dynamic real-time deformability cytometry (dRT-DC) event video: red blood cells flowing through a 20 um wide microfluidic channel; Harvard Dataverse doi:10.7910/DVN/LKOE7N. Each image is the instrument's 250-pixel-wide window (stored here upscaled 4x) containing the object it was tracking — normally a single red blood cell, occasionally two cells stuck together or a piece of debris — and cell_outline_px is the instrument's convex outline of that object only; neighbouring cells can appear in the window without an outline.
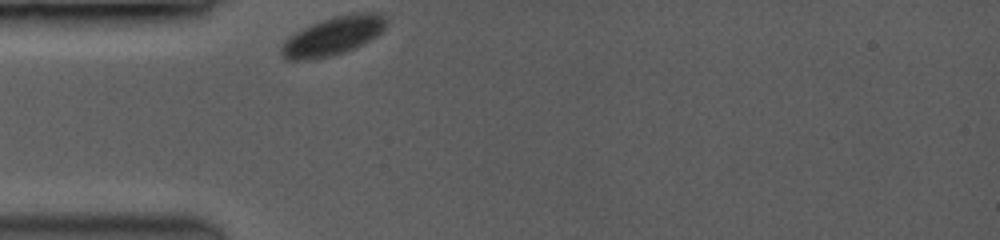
{"species": "common noctule bat (a hibernating species)", "species_latin": "Nyctalus noctula", "temperature_condition": "room temperature", "stored_images_in_passage": 1, "camera_frame_rate_fps": 3500, "um_per_image_px": 0.085, "animal": {"sex": "female", "body_mass_g": 19.0, "forearm_length_mm": 53.3}, "frame": {"image": 1, "passage_image": 1, "time_ms": 0.0, "image_size_px": [1000, 240], "cell_outline_px": [[388, 24], [376, 36], [356, 48], [332, 56], [308, 60], [284, 60], [280, 56], [280, 48], [284, 40], [288, 36], [320, 20], [332, 16], [356, 12], [376, 12], [384, 16], [388, 20]], "centroid_in_image_um": [28.29, 3.06], "position_along_channel_um": 56.7, "area_um2": 23.93}}